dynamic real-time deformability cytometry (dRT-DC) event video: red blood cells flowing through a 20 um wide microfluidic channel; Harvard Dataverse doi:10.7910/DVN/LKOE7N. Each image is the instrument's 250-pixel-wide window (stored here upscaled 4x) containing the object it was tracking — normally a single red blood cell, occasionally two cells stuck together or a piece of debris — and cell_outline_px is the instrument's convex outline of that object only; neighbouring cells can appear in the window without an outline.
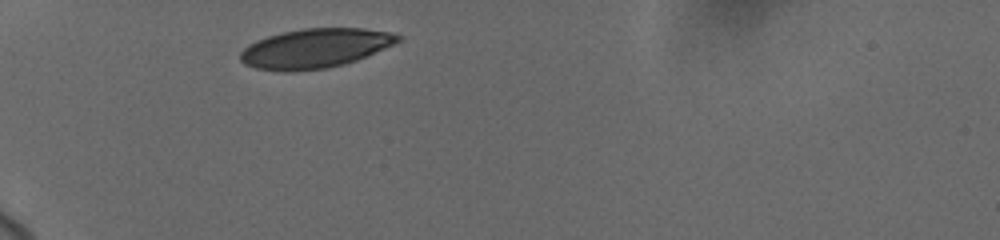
{"species": "human", "species_latin": "Homo sapiens", "temperature_condition": "cold", "stored_images_in_passage": 13, "camera_frame_rate_fps": 3000, "um_per_image_px": 0.085, "donor": {"sex": "female"}, "frame": {"image": 1, "passage_image": 1, "time_ms": 0.0, "image_size_px": [1000, 240], "cell_outline_px": [[400, 40], [368, 56], [344, 64], [328, 68], [296, 72], [284, 72], [256, 68], [244, 64], [240, 60], [240, 52], [248, 44], [256, 40], [268, 36], [284, 32], [304, 28], [364, 28], [388, 32], [400, 36]], "centroid_in_image_um": [26.74, 4.12], "position_along_channel_um": 58.3, "area_um2": 36.18}}
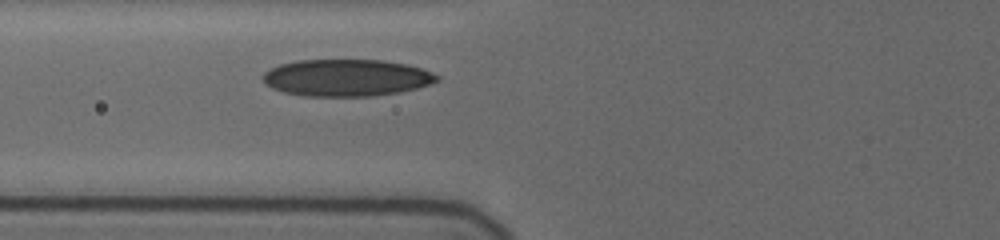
{"frame": {"image": 2, "passage_image": 10, "time_ms": 1.667, "image_size_px": [1000, 240], "cell_outline_px": [[440, 80], [416, 88], [400, 92], [368, 96], [304, 96], [284, 92], [272, 88], [264, 84], [264, 72], [280, 64], [296, 60], [384, 60], [408, 64], [432, 72], [440, 76]], "centroid_in_image_um": [29.46, 6.6], "position_along_channel_um": 96.3, "area_um2": 37.45}}